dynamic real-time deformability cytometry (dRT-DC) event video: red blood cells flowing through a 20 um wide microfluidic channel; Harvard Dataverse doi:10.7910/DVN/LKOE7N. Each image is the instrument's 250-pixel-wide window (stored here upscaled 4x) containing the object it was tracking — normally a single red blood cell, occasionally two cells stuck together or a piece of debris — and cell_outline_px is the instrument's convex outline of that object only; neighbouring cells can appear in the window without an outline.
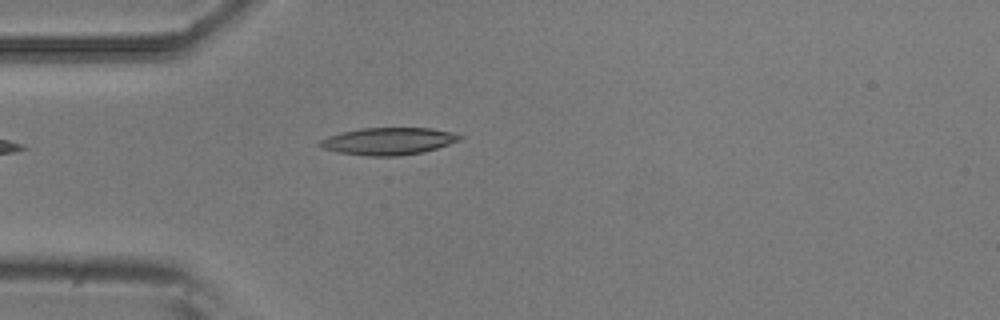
{"species": "common noctule bat (a hibernating species)", "species_latin": "Nyctalus noctula", "temperature_condition": "room temperature", "stored_images_in_passage": 2, "camera_frame_rate_fps": 3000, "um_per_image_px": 0.085, "animal": {"sex": "male", "body_mass_g": 20.5, "forearm_length_mm": 52.5}, "frame": {"image": 1, "passage_image": 2, "time_ms": 0.333, "image_size_px": [1000, 320], "cell_outline_px": [[464, 136], [460, 140], [424, 152], [400, 156], [368, 156], [340, 152], [324, 148], [316, 144], [320, 140], [328, 136], [340, 132], [360, 128], [428, 128], [448, 132]], "centroid_in_image_um": [32.98, 12.0], "position_along_channel_um": 52.0, "area_um2": 22.02}}